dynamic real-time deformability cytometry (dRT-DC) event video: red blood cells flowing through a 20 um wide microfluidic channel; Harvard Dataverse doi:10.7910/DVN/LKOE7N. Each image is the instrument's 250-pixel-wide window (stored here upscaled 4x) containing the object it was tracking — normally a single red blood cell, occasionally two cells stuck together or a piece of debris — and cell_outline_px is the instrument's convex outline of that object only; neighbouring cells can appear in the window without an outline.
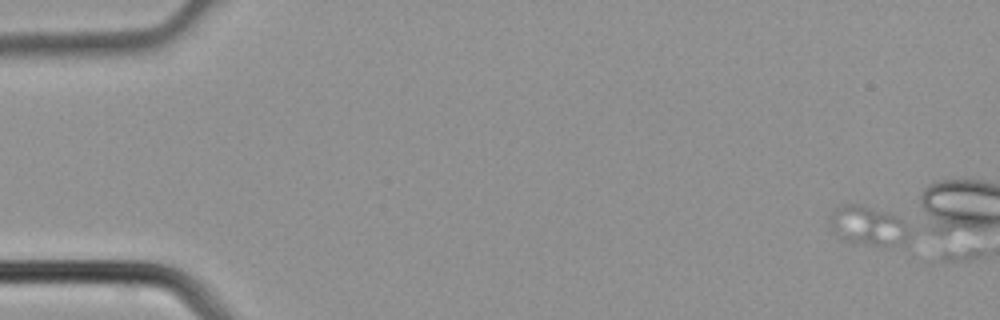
{"species": "common noctule bat (a hibernating species)", "species_latin": "Nyctalus noctula", "temperature_condition": "cold", "stored_images_in_passage": 4, "camera_frame_rate_fps": 3000, "um_per_image_px": 0.085, "animal": {"sex": "male", "body_mass_g": 21.5, "forearm_length_mm": 52.0}, "frame": {"image": 1, "passage_image": 1, "time_ms": 0.0, "image_size_px": [1000, 320], "cell_outline_px": [[908, 240], [904, 244], [872, 244], [848, 240], [840, 236], [832, 228], [828, 220], [832, 212], [836, 208], [844, 204], [856, 204], [884, 212], [900, 220], [904, 224], [908, 232]], "centroid_in_image_um": [73.75, 19.17], "position_along_channel_um": 11.3, "area_um2": 17.05}}